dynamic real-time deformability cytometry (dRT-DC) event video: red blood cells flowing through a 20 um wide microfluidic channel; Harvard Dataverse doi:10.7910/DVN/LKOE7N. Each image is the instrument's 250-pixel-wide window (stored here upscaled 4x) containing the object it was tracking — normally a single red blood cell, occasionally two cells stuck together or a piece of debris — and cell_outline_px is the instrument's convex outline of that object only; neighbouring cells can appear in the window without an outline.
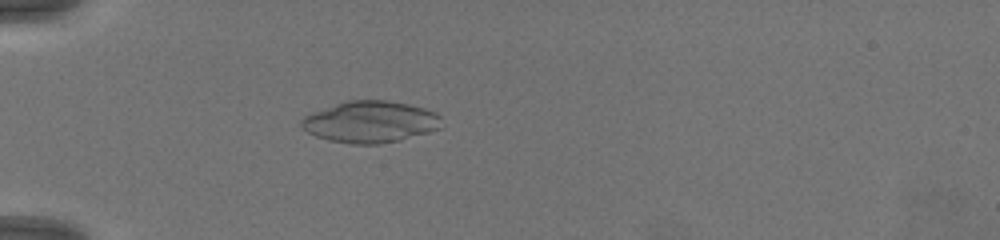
{"species": "common noctule bat (a hibernating species)", "species_latin": "Nyctalus noctula", "temperature_condition": "warm", "stored_images_in_passage": 69, "camera_frame_rate_fps": 3000, "um_per_image_px": 0.085, "animal": {"sex": "female", "body_mass_g": 19.5, "forearm_length_mm": 54.1}, "frame": {"image": 1, "passage_image": 23, "time_ms": 7.333, "image_size_px": [1000, 240], "cell_outline_px": [[440, 128], [428, 132], [400, 140], [380, 144], [352, 144], [328, 140], [316, 136], [308, 132], [300, 124], [300, 120], [304, 116], [312, 112], [348, 100], [388, 100], [408, 104], [424, 108], [436, 112], [440, 116]], "centroid_in_image_um": [31.47, 10.36], "position_along_channel_um": 53.5, "area_um2": 33.87}}
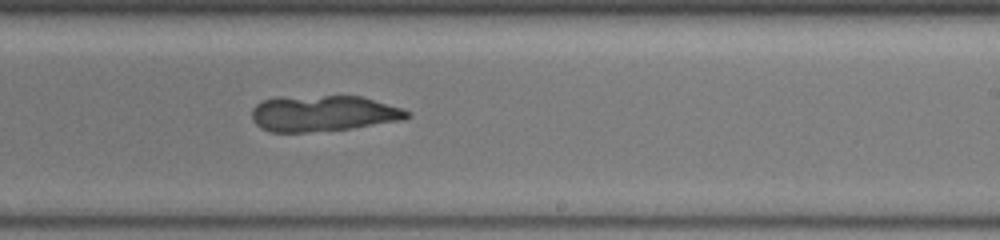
{"frame": {"image": 2, "passage_image": 45, "time_ms": 14.667, "image_size_px": [1000, 240], "cell_outline_px": [[412, 116], [400, 120], [348, 128], [304, 132], [272, 132], [260, 128], [252, 120], [252, 108], [256, 104], [264, 100], [276, 96], [360, 96], [404, 108], [412, 112]], "centroid_in_image_um": [27.45, 9.62], "position_along_channel_um": 261.5, "area_um2": 32.6}}
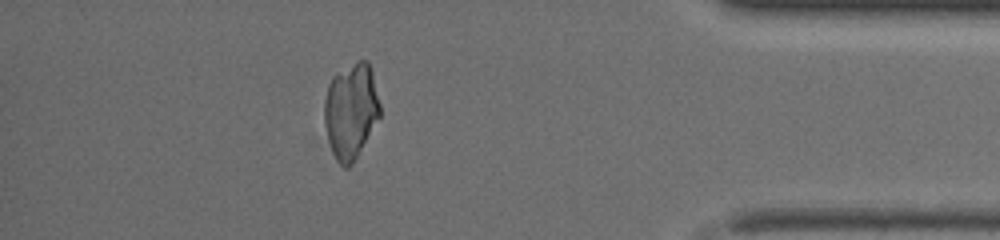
{"frame": {"image": 3, "passage_image": 62, "time_ms": 20.333, "image_size_px": [1000, 240], "cell_outline_px": [[380, 116], [356, 156], [348, 168], [344, 168], [336, 160], [332, 152], [324, 124], [324, 100], [328, 84], [332, 76], [356, 60], [368, 60], [372, 72], [380, 104]], "centroid_in_image_um": [29.81, 9.38], "position_along_channel_um": 405.4, "area_um2": 30.81}}